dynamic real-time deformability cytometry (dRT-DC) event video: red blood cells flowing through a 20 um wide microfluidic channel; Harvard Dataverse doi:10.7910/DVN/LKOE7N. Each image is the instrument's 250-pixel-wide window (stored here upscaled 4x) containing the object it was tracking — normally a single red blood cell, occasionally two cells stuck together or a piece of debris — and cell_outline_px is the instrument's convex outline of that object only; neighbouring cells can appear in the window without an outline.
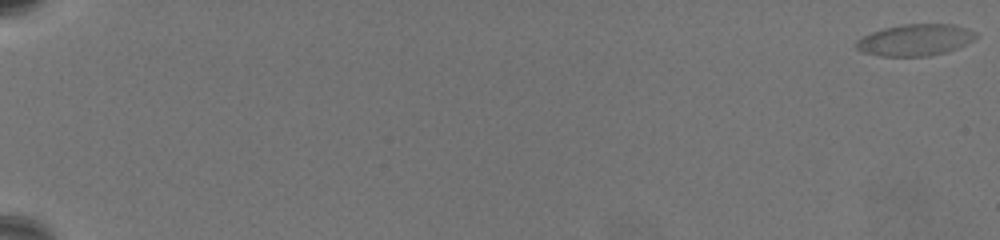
{"species": "common noctule bat (a hibernating species)", "species_latin": "Nyctalus noctula", "temperature_condition": "warm", "stored_images_in_passage": 73, "camera_frame_rate_fps": 3000, "um_per_image_px": 0.085, "animal": {"sex": "female", "body_mass_g": 19.5, "forearm_length_mm": 54.1}, "frame": {"image": 1, "passage_image": 1, "time_ms": 0.0, "image_size_px": [1000, 240], "cell_outline_px": [[980, 36], [956, 48], [944, 52], [924, 56], [884, 56], [864, 52], [856, 48], [856, 40], [872, 32], [884, 28], [904, 24], [948, 24], [964, 28], [976, 32]], "centroid_in_image_um": [77.78, 3.39], "position_along_channel_um": 7.2, "area_um2": 21.56}}
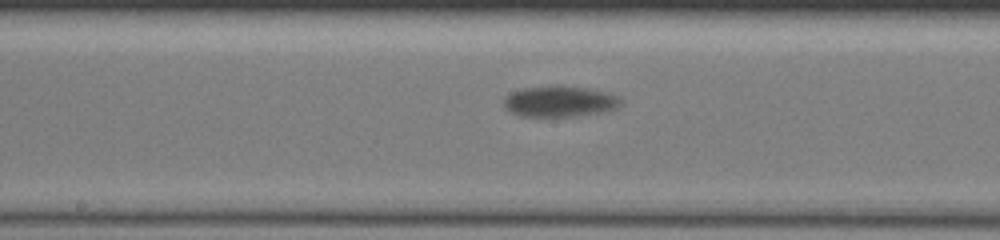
{"frame": {"image": 2, "passage_image": 43, "time_ms": 14.0, "image_size_px": [1000, 240], "cell_outline_px": [[620, 104], [616, 108], [608, 112], [572, 116], [520, 116], [512, 112], [504, 104], [504, 100], [512, 92], [524, 88], [556, 84], [588, 88], [608, 92], [616, 96], [620, 100]], "centroid_in_image_um": [47.62, 8.6], "position_along_channel_um": 200.6, "area_um2": 21.1}}
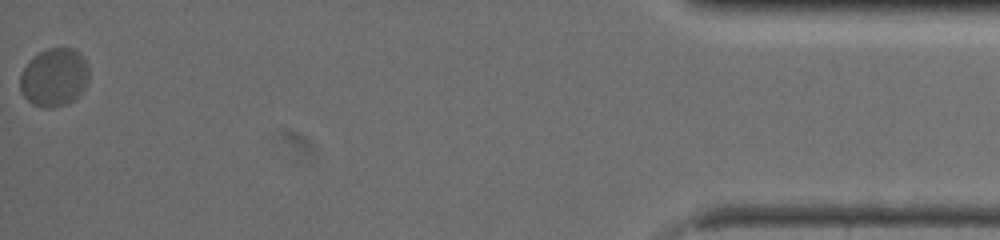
{"frame": {"image": 3, "passage_image": 73, "time_ms": 24.0, "image_size_px": [1000, 240], "cell_outline_px": [[88, 80], [84, 88], [72, 100], [64, 104], [48, 108], [44, 108], [32, 104], [20, 92], [20, 76], [24, 68], [32, 56], [48, 48], [72, 48], [80, 52], [84, 56], [88, 64]], "centroid_in_image_um": [4.6, 6.55], "position_along_channel_um": 430.6, "area_um2": 23.35}, "authors_computed_cell_mechanics": {"area_um2": 20.5768, "velocity_mm_per_s": 3.0885, "shape_relaxation_time_tau1_ms": 5.0151, "shape_relaxation_time_tau2_ms": null, "deformation_change_tau1": 0.1696, "deformation_change_tau2": null}}